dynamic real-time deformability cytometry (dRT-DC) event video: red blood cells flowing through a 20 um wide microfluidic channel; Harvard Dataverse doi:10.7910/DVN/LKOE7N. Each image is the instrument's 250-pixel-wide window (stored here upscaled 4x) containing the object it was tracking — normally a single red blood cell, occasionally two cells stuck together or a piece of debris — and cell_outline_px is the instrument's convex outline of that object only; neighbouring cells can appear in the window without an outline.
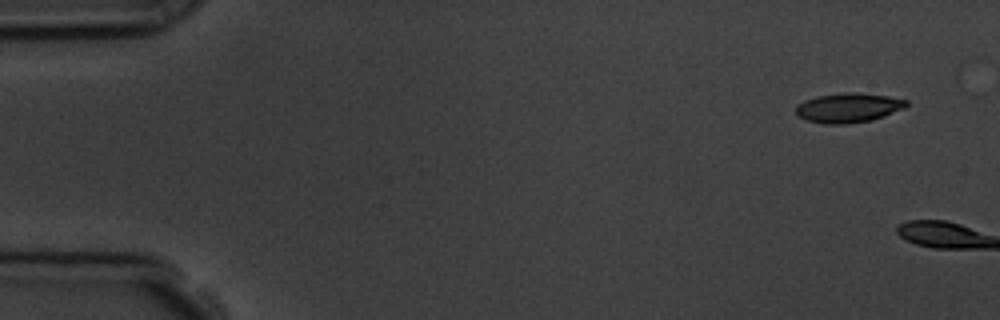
{"species": "common noctule bat (a hibernating species)", "species_latin": "Nyctalus noctula", "temperature_condition": "room temperature", "stored_images_in_passage": 4, "camera_frame_rate_fps": 3000, "um_per_image_px": 0.085, "animal": {"sex": "male", "body_mass_g": 19.5, "forearm_length_mm": 54.6}, "frame": {"image": 1, "passage_image": 1, "time_ms": 0.0, "image_size_px": [1000, 320], "cell_outline_px": [[908, 104], [904, 108], [884, 116], [872, 120], [844, 124], [824, 124], [804, 120], [796, 116], [796, 108], [804, 100], [816, 96], [844, 92], [852, 92], [888, 96], [908, 100]], "centroid_in_image_um": [72.09, 9.16], "position_along_channel_um": 12.9, "area_um2": 19.07}}